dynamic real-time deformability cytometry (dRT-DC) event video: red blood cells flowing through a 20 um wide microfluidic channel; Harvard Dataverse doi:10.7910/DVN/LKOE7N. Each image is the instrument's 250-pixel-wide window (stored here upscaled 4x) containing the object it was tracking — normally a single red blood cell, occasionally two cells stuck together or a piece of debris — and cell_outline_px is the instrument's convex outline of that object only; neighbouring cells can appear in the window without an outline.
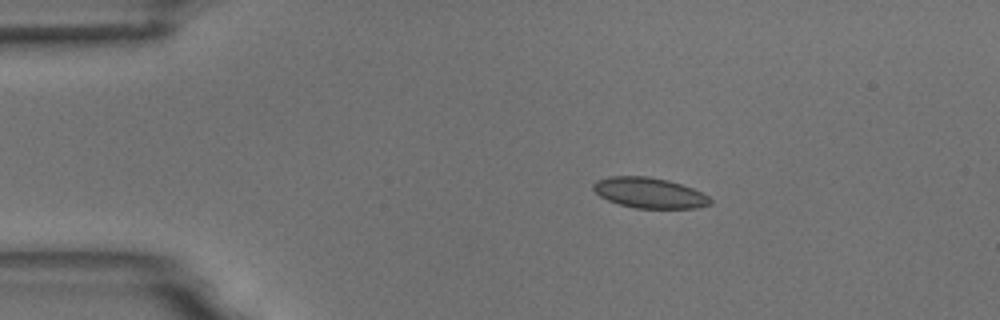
{"species": "common noctule bat (a hibernating species)", "species_latin": "Nyctalus noctula", "temperature_condition": "room temperature", "stored_images_in_passage": 3, "camera_frame_rate_fps": 3000, "um_per_image_px": 0.085, "animal": {"sex": "male", "body_mass_g": 18.8}, "frame": {"image": 1, "passage_image": 1, "time_ms": 0.0, "image_size_px": [1000, 320], "cell_outline_px": [[712, 204], [696, 208], [636, 208], [620, 204], [608, 200], [600, 196], [592, 188], [592, 184], [596, 180], [608, 176], [648, 176], [668, 180], [692, 188], [708, 196], [712, 200]], "centroid_in_image_um": [55.18, 16.38], "position_along_channel_um": 29.8, "area_um2": 20.75}}